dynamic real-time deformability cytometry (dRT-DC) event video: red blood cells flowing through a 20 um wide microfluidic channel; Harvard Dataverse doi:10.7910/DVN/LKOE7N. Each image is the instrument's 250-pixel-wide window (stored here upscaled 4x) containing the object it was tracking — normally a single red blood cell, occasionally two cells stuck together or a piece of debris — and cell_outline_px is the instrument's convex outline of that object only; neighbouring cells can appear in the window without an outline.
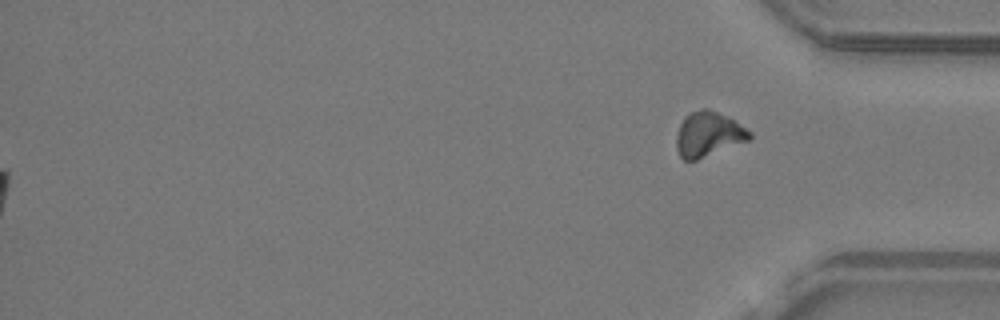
{"species": "common noctule bat (a hibernating species)", "species_latin": "Nyctalus noctula", "temperature_condition": "warm", "stored_images_in_passage": 38, "segment_of_instrument_passage": [2, 2], "camera_frame_rate_fps": 3000, "um_per_image_px": 0.085, "animal": {"sex": "male", "body_mass_g": 19.2, "forearm_length_mm": 51.8}, "frame": {"image": 1, "passage_image": 38, "time_ms": 12.333, "image_size_px": [1000, 320], "cell_outline_px": [[752, 136], [748, 140], [696, 160], [684, 160], [680, 156], [676, 148], [676, 136], [680, 124], [684, 116], [700, 108], [708, 108], [732, 120], [752, 132]], "centroid_in_image_um": [60.17, 11.41], "position_along_channel_um": 375.0, "area_um2": 18.79}}